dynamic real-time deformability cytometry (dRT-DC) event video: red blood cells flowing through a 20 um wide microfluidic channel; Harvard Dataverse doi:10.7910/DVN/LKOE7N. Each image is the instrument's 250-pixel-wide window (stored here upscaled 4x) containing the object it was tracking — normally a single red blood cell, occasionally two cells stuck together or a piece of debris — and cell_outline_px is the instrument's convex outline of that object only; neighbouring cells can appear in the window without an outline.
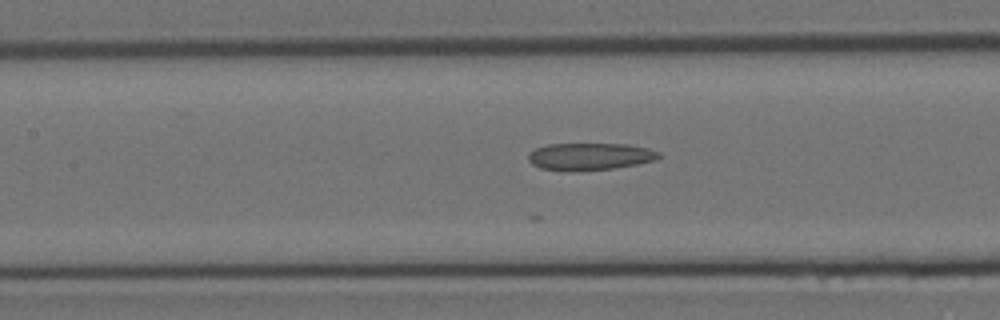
{"species": "Egyptian fruit bat (a non-hibernating species)", "species_latin": "Rousettus aegyptiacus", "temperature_condition": "room temperature", "stored_images_in_passage": 11, "segment_of_instrument_passage": [2, 2], "camera_frame_rate_fps": 3000, "um_per_image_px": 0.085, "animal": {"sex": "female"}, "frame": {"image": 1, "passage_image": 11, "time_ms": 3.333, "image_size_px": [1000, 320], "cell_outline_px": [[660, 156], [656, 160], [636, 164], [612, 168], [540, 168], [532, 164], [528, 160], [528, 152], [536, 148], [548, 144], [628, 144], [648, 148], [660, 152]], "centroid_in_image_um": [50.18, 13.24], "position_along_channel_um": 157.2, "area_um2": 19.77}}